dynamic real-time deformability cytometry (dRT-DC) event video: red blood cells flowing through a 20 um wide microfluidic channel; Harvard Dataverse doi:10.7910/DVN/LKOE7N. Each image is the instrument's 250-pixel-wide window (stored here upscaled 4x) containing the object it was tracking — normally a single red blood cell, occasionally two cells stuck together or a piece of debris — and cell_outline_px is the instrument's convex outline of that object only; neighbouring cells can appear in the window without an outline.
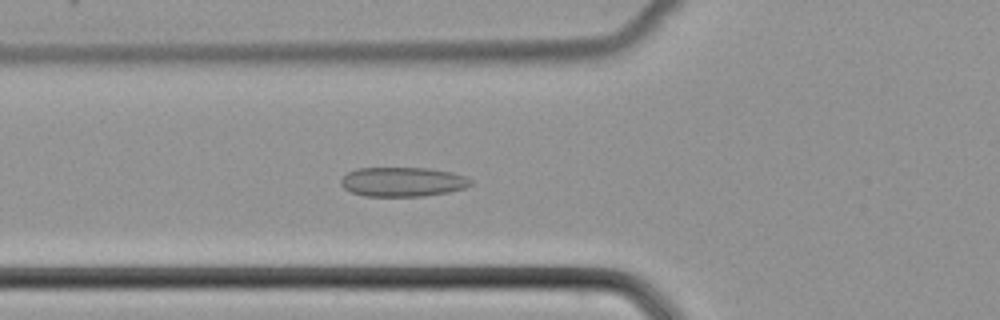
{"species": "common noctule bat (a hibernating species)", "species_latin": "Nyctalus noctula", "temperature_condition": "cold", "stored_images_in_passage": 38, "camera_frame_rate_fps": 3000, "um_per_image_px": 0.085, "animal": {"sex": "female", "body_mass_g": 22.7, "forearm_length_mm": 54.2}, "frame": {"image": 1, "passage_image": 8, "time_ms": 2.333, "image_size_px": [1000, 320], "cell_outline_px": [[472, 184], [464, 188], [448, 192], [424, 196], [364, 196], [352, 192], [344, 188], [340, 184], [340, 180], [348, 172], [356, 168], [428, 168], [452, 172], [464, 176], [472, 180]], "centroid_in_image_um": [34.22, 15.45], "position_along_channel_um": 91.6, "area_um2": 22.25}}
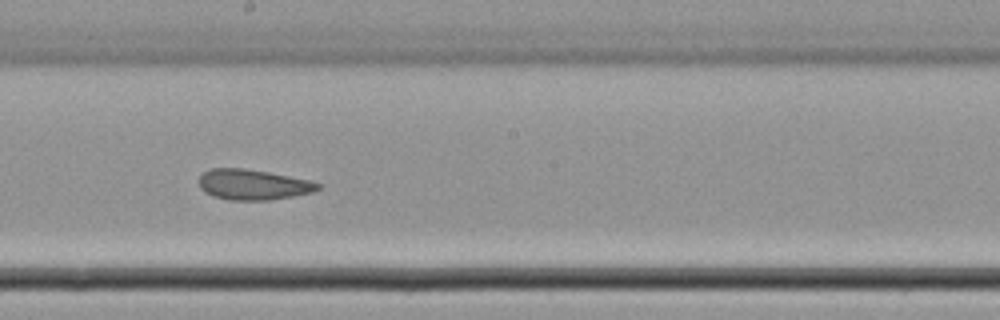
{"frame": {"image": 2, "passage_image": 18, "time_ms": 5.667, "image_size_px": [1000, 320], "cell_outline_px": [[324, 184], [320, 188], [312, 192], [292, 196], [268, 200], [228, 200], [212, 196], [204, 192], [200, 188], [200, 176], [204, 172], [212, 168], [244, 168], [268, 172], [308, 180]], "centroid_in_image_um": [21.5, 15.69], "position_along_channel_um": 226.7, "area_um2": 21.04}}
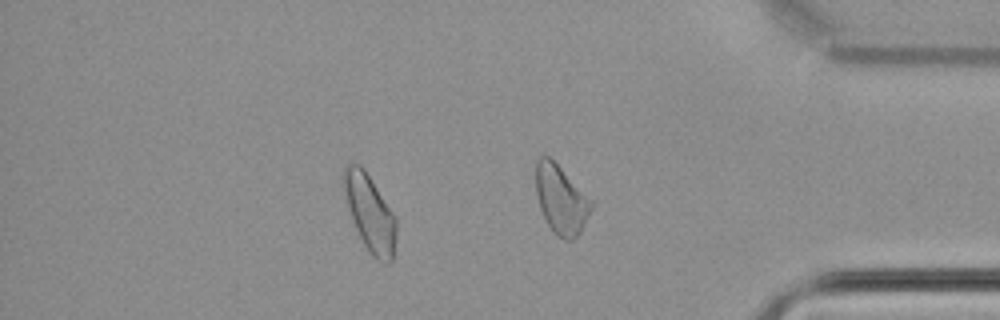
{"frame": {"image": 3, "passage_image": 31, "time_ms": 10.0, "image_size_px": [1000, 320], "cell_outline_px": [[396, 236], [392, 260], [388, 264], [384, 264], [372, 256], [368, 252], [352, 220], [340, 184], [340, 180], [344, 168], [348, 164], [360, 164], [364, 168], [396, 216]], "centroid_in_image_um": [31.41, 18.08], "position_along_channel_um": 403.8, "area_um2": 23.81}}